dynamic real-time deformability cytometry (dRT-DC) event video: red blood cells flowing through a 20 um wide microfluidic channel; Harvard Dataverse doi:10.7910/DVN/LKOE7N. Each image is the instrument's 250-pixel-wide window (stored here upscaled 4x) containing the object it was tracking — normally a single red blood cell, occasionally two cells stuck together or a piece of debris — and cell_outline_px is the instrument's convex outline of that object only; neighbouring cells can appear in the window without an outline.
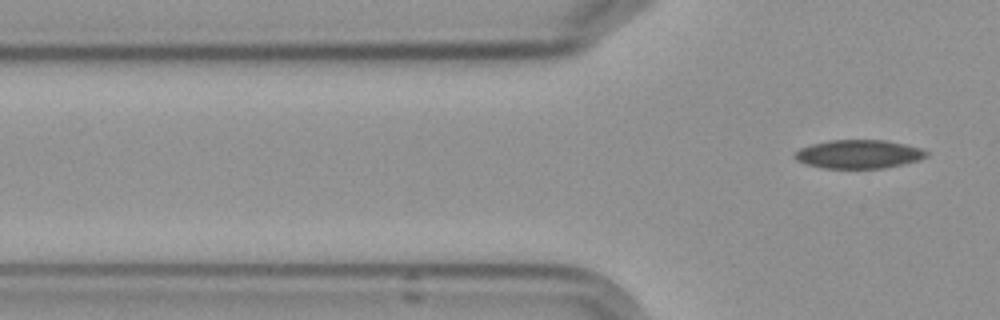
{"species": "Egyptian fruit bat (a non-hibernating species)", "species_latin": "Rousettus aegyptiacus", "temperature_condition": "cold", "stored_images_in_passage": 5, "segment_of_instrument_passage": [2, 2], "camera_frame_rate_fps": 3000, "um_per_image_px": 0.085, "frame": {"image": 1, "passage_image": 5, "time_ms": 4.667, "image_size_px": [1000, 320], "cell_outline_px": [[928, 156], [904, 164], [884, 168], [824, 168], [804, 164], [796, 160], [792, 156], [800, 148], [812, 144], [832, 140], [884, 140], [904, 144], [920, 148], [928, 152]], "centroid_in_image_um": [72.96, 13.11], "position_along_channel_um": 52.8, "area_um2": 21.85}}